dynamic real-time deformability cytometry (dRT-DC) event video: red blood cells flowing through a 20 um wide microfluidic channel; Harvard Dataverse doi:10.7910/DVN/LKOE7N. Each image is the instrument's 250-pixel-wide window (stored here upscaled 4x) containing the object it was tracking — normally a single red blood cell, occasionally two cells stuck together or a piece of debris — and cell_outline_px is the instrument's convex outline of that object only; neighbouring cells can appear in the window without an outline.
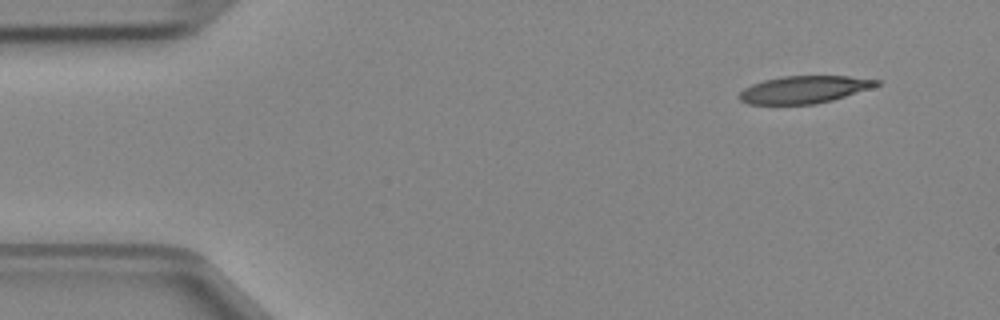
{"species": "Egyptian fruit bat (a non-hibernating species)", "species_latin": "Rousettus aegyptiacus", "temperature_condition": "cold", "stored_images_in_passage": 4, "camera_frame_rate_fps": 3000, "um_per_image_px": 0.085, "animal": {"sex": "female"}, "frame": {"image": 1, "passage_image": 1, "time_ms": 0.0, "image_size_px": [1000, 320], "cell_outline_px": [[880, 84], [832, 100], [816, 104], [748, 104], [740, 100], [736, 96], [744, 88], [752, 84], [764, 80], [784, 76], [848, 76], [880, 80]], "centroid_in_image_um": [68.29, 7.61], "position_along_channel_um": 16.7, "area_um2": 21.68}}
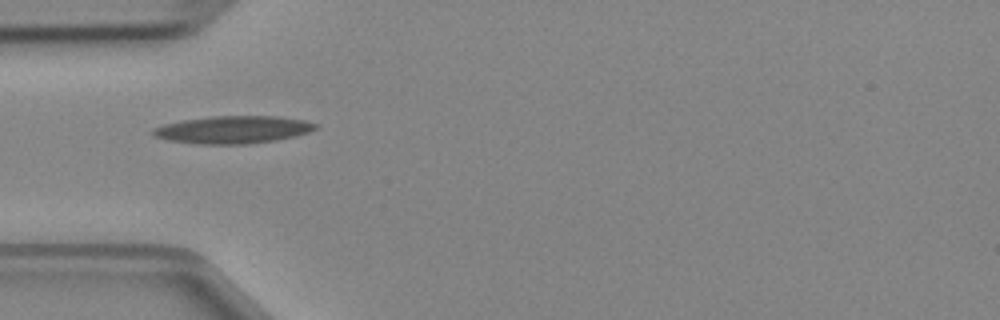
{"frame": {"image": 2, "passage_image": 4, "time_ms": 1.0, "image_size_px": [1000, 320], "cell_outline_px": [[320, 128], [296, 136], [248, 144], [200, 144], [168, 140], [156, 136], [152, 132], [152, 128], [164, 124], [184, 120], [212, 116], [280, 116], [304, 120], [316, 124]], "centroid_in_image_um": [19.84, 11.01], "position_along_channel_um": 65.2, "area_um2": 25.95}}